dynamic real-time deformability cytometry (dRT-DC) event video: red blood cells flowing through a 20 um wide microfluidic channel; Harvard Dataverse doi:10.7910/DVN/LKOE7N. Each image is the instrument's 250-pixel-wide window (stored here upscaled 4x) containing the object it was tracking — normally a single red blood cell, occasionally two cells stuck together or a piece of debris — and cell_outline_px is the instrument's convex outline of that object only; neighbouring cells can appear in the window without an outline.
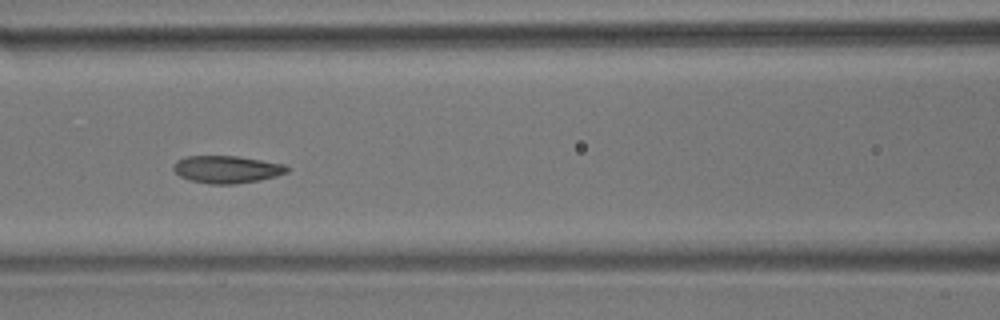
{"species": "common noctule bat (a hibernating species)", "species_latin": "Nyctalus noctula", "temperature_condition": "room temperature", "stored_images_in_passage": 16, "camera_frame_rate_fps": 3000, "um_per_image_px": 0.085, "animal": {"sex": "male", "body_mass_g": 17.9}, "frame": {"image": 1, "passage_image": 7, "time_ms": 8.0, "image_size_px": [1000, 320], "cell_outline_px": [[288, 172], [276, 176], [260, 180], [236, 184], [212, 184], [192, 180], [180, 176], [172, 168], [176, 160], [188, 156], [236, 156], [284, 164], [288, 168]], "centroid_in_image_um": [19.28, 14.39], "position_along_channel_um": 147.3, "area_um2": 17.98}}
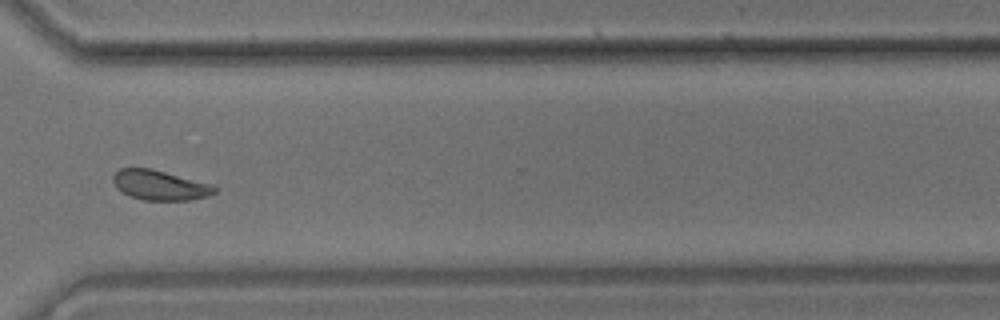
{"frame": {"image": 2, "passage_image": 12, "time_ms": 14.0, "image_size_px": [1000, 320], "cell_outline_px": [[216, 192], [208, 196], [192, 200], [144, 200], [128, 196], [116, 188], [112, 180], [112, 176], [120, 168], [152, 168], [212, 184], [216, 188]], "centroid_in_image_um": [13.57, 15.74], "position_along_channel_um": 357.0, "area_um2": 17.86}, "authors_computed_cell_mechanics": {"area_um2": 18.2648, "velocity_mm_per_s": 3.5049, "shape_relaxation_time_tau1_ms": 3.6729, "shape_relaxation_time_tau2_ms": 1.2833, "deformation_change_tau1": 0.0723, "deformation_change_tau2": 0.0364}}